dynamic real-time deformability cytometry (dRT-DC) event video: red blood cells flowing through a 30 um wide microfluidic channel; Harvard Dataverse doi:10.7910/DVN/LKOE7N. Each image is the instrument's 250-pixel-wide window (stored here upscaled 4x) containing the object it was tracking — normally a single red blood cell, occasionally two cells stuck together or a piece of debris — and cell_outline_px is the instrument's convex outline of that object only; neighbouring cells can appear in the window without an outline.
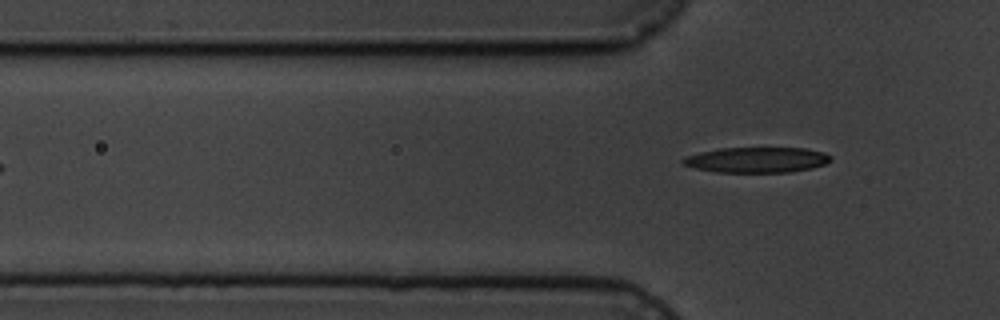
{"species": "common noctule bat (a hibernating species)", "species_latin": "Nyctalus noctula", "temperature_condition": "cold", "stored_images_in_passage": 8, "segment_of_instrument_passage": [2, 2], "camera_frame_rate_fps": 3000, "um_per_image_px": 0.085, "animal": {"sex": "male", "body_mass_g": 19.5, "forearm_length_mm": 54.6}, "frame": {"image": 1, "passage_image": 8, "time_ms": 7.667, "image_size_px": [1000, 320], "cell_outline_px": [[832, 160], [824, 164], [812, 168], [788, 172], [716, 172], [696, 168], [684, 164], [680, 160], [684, 156], [700, 152], [720, 148], [804, 148], [824, 152], [832, 156]], "centroid_in_image_um": [64.33, 13.58], "position_along_channel_um": 61.5, "area_um2": 21.91}}